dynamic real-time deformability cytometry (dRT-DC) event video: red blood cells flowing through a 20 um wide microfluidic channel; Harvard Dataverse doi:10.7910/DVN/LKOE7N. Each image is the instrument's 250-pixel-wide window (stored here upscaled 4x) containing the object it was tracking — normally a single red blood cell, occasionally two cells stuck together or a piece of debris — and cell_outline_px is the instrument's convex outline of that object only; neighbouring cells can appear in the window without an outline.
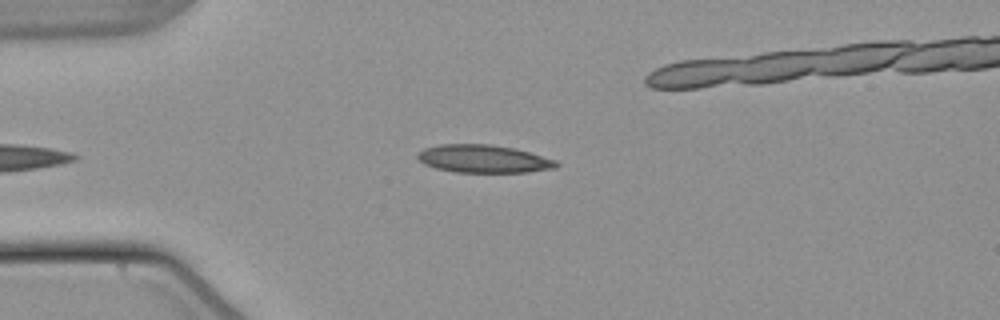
{"species": "common noctule bat (a hibernating species)", "species_latin": "Nyctalus noctula", "temperature_condition": "warm", "stored_images_in_passage": 39, "camera_frame_rate_fps": 3000, "um_per_image_px": 0.085, "animal": {"sex": "male", "body_mass_g": 21.5, "forearm_length_mm": 52.0}, "frame": {"image": 1, "passage_image": 3, "time_ms": 0.667, "image_size_px": [1000, 320], "cell_outline_px": [[560, 164], [556, 168], [528, 172], [452, 172], [436, 168], [424, 164], [416, 156], [424, 148], [440, 144], [488, 144], [516, 148], [556, 160]], "centroid_in_image_um": [41.12, 13.5], "position_along_channel_um": 43.9, "area_um2": 22.6}}
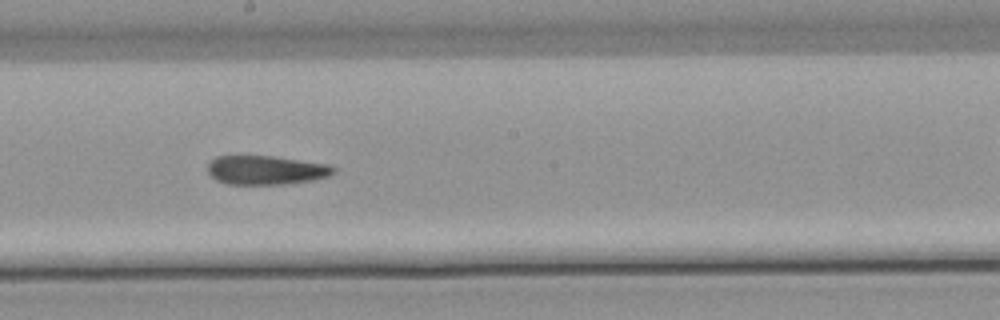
{"frame": {"image": 2, "passage_image": 19, "time_ms": 6.0, "image_size_px": [1000, 320], "cell_outline_px": [[336, 172], [328, 176], [312, 180], [284, 184], [228, 184], [216, 180], [208, 172], [208, 164], [216, 156], [276, 156], [328, 164], [336, 168]], "centroid_in_image_um": [22.63, 14.45], "position_along_channel_um": 225.6, "area_um2": 21.27}}
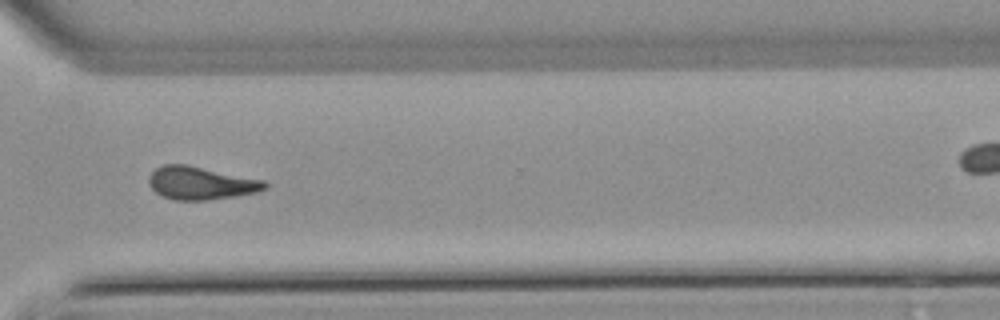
{"frame": {"image": 3, "passage_image": 29, "time_ms": 9.333, "image_size_px": [1000, 320], "cell_outline_px": [[268, 188], [256, 192], [208, 200], [172, 200], [156, 192], [148, 184], [148, 176], [156, 168], [164, 164], [188, 164], [264, 180], [268, 184]], "centroid_in_image_um": [17.06, 15.55], "position_along_channel_um": 353.5, "area_um2": 22.31}, "authors_computed_cell_mechanics": {"area_um2": 21.964, "velocity_mm_per_s": 3.8271, "shape_relaxation_time_tau1_ms": null, "shape_relaxation_time_tau2_ms": 4.9168, "deformation_change_tau1": null, "deformation_change_tau2": 0.136}}